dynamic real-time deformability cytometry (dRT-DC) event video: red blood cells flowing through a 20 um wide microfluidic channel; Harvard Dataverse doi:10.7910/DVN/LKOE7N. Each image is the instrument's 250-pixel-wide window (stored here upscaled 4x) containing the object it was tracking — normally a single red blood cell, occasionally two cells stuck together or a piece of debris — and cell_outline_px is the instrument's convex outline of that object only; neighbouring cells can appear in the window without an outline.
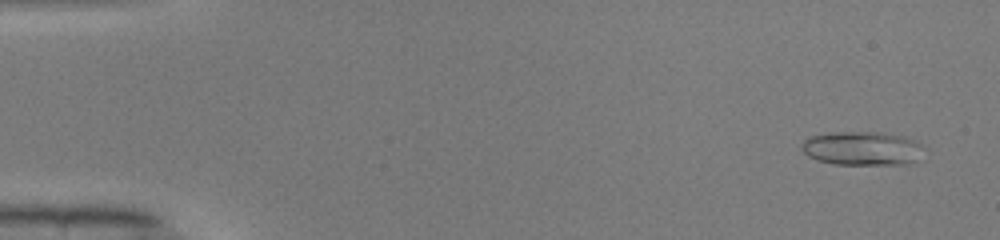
{"species": "common noctule bat (a hibernating species)", "species_latin": "Nyctalus noctula", "temperature_condition": "warm", "stored_images_in_passage": 50, "camera_frame_rate_fps": 3000, "um_per_image_px": 0.085, "animal": {"sex": "male", "body_mass_g": 19.0, "forearm_length_mm": 50.8}, "frame": {"image": 1, "passage_image": 3, "time_ms": 0.667, "image_size_px": [1000, 240], "cell_outline_px": [[924, 148], [916, 160], [908, 164], [832, 164], [816, 160], [808, 156], [800, 148], [800, 144], [808, 136], [836, 132], [884, 132], [904, 136], [916, 140]], "centroid_in_image_um": [73.26, 12.6], "position_along_channel_um": 11.7, "area_um2": 24.33}}
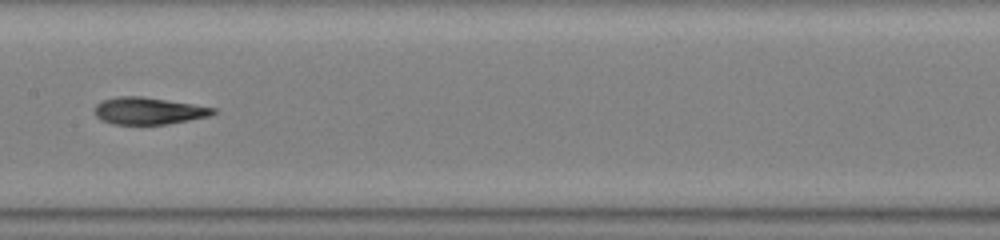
{"frame": {"image": 2, "passage_image": 26, "time_ms": 8.333, "image_size_px": [1000, 240], "cell_outline_px": [[216, 112], [208, 116], [168, 124], [112, 124], [100, 120], [96, 116], [96, 104], [104, 100], [120, 96], [140, 96], [192, 104], [216, 108]], "centroid_in_image_um": [12.61, 9.43], "position_along_channel_um": 194.8, "area_um2": 18.38}}
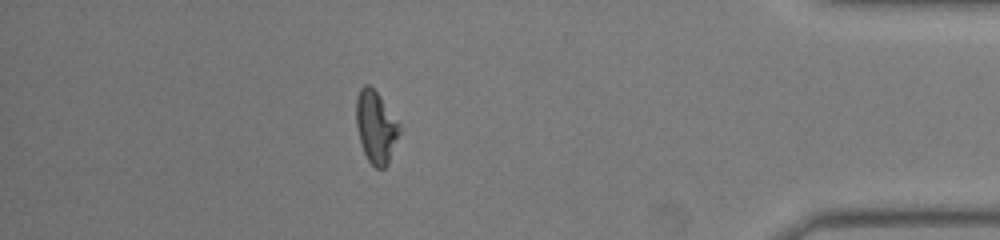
{"frame": {"image": 3, "passage_image": 44, "time_ms": 14.333, "image_size_px": [1000, 240], "cell_outline_px": [[404, 128], [388, 164], [384, 168], [376, 168], [368, 160], [364, 152], [360, 140], [356, 124], [356, 100], [360, 88], [364, 84], [368, 84], [380, 96]], "centroid_in_image_um": [32.0, 10.8], "position_along_channel_um": 403.2, "area_um2": 18.55}, "authors_computed_cell_mechanics": {"area_um2": 18.9873, "velocity_mm_per_s": 4.1131, "shape_relaxation_time_tau1_ms": 6.3524, "shape_relaxation_time_tau2_ms": 1.5197, "deformation_change_tau1": 0.2602, "deformation_change_tau2": 0.0722}}